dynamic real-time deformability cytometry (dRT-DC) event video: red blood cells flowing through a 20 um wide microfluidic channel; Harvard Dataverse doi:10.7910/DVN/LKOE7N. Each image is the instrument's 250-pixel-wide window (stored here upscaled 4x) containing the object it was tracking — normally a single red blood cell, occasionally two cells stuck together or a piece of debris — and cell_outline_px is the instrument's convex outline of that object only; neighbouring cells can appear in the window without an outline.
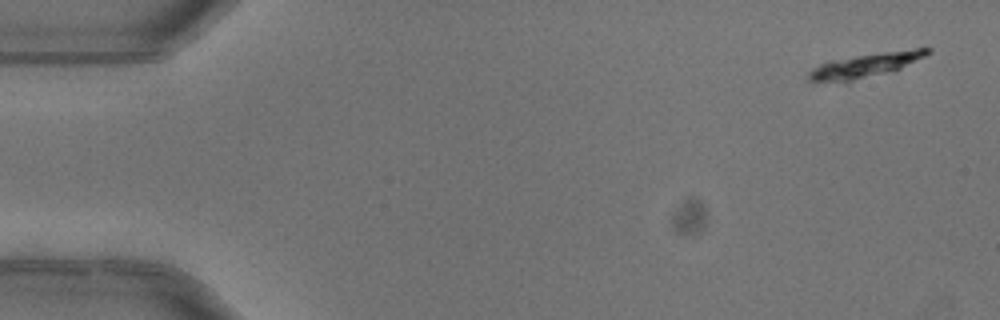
{"species": "common noctule bat (a hibernating species)", "species_latin": "Nyctalus noctula", "temperature_condition": "warm", "stored_images_in_passage": 3, "camera_frame_rate_fps": 3000, "um_per_image_px": 0.085, "animal": {"sex": "female"}, "frame": {"image": 1, "passage_image": 1, "time_ms": 0.0, "image_size_px": [1000, 320], "cell_outline_px": [[932, 52], [900, 68], [848, 84], [808, 80], [808, 72], [812, 68], [828, 60], [884, 52], [916, 48], [932, 48]], "centroid_in_image_um": [73.48, 5.59], "position_along_channel_um": 11.5, "area_um2": 16.94}}